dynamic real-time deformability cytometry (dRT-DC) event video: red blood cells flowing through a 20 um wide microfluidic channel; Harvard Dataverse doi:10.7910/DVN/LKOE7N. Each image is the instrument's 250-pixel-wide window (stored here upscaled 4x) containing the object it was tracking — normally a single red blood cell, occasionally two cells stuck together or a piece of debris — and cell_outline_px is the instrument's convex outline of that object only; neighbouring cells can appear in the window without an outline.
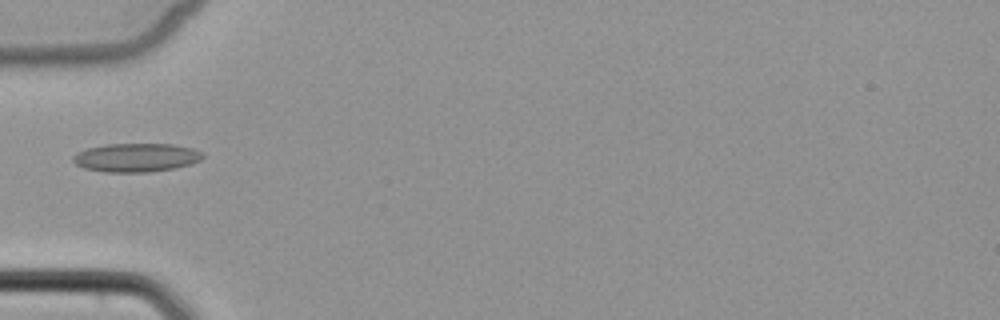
{"species": "common noctule bat (a hibernating species)", "species_latin": "Nyctalus noctula", "temperature_condition": "cold", "stored_images_in_passage": 5, "camera_frame_rate_fps": 3000, "um_per_image_px": 0.085, "animal": {"sex": "female", "body_mass_g": 22.7, "forearm_length_mm": 54.2}, "frame": {"image": 1, "passage_image": 4, "time_ms": 4.667, "image_size_px": [1000, 320], "cell_outline_px": [[204, 156], [200, 160], [192, 164], [176, 168], [148, 172], [104, 172], [84, 168], [76, 164], [72, 160], [72, 156], [76, 152], [88, 148], [108, 144], [172, 144], [192, 148], [204, 152]], "centroid_in_image_um": [11.59, 13.39], "position_along_channel_um": 73.4, "area_um2": 21.79}}
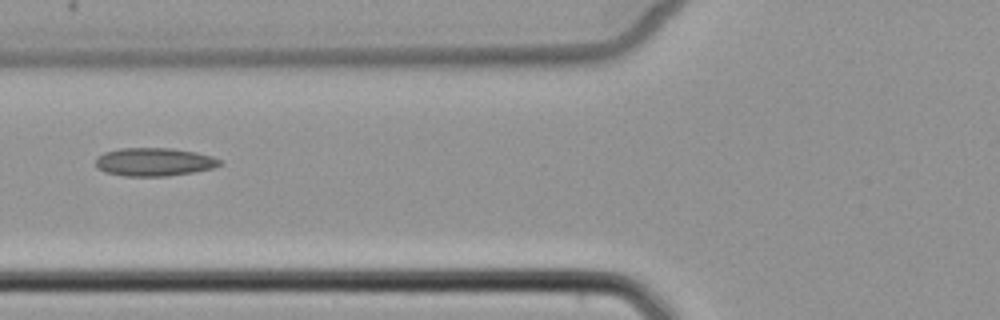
{"frame": {"image": 2, "passage_image": 5, "time_ms": 5.667, "image_size_px": [1000, 320], "cell_outline_px": [[224, 164], [212, 168], [192, 172], [168, 176], [124, 176], [104, 172], [96, 168], [96, 160], [104, 152], [120, 148], [172, 148], [196, 152], [212, 156], [224, 160]], "centroid_in_image_um": [13.13, 13.76], "position_along_channel_um": 112.7, "area_um2": 20.58}}